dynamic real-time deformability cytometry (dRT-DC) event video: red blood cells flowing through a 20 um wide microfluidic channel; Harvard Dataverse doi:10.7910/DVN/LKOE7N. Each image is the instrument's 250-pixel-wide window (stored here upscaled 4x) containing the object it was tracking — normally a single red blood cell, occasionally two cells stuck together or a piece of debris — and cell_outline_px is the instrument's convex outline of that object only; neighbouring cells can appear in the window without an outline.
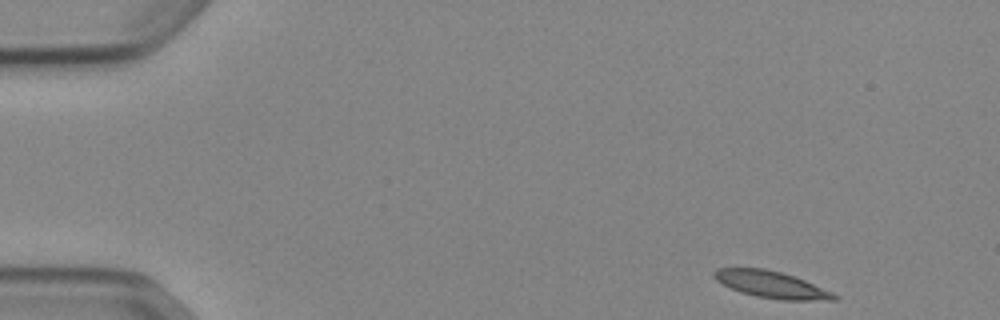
{"species": "Egyptian fruit bat (a non-hibernating species)", "species_latin": "Rousettus aegyptiacus", "temperature_condition": "cold", "stored_images_in_passage": 48, "camera_frame_rate_fps": 3000, "um_per_image_px": 0.085, "animal": {"sex": "female"}, "frame": {"image": 1, "passage_image": 1, "time_ms": 0.0, "image_size_px": [1000, 320], "cell_outline_px": [[840, 300], [780, 300], [756, 296], [740, 292], [716, 280], [712, 276], [712, 272], [716, 268], [764, 268], [780, 272], [804, 280], [832, 292], [840, 296]], "centroid_in_image_um": [65.57, 24.19], "position_along_channel_um": 19.4, "area_um2": 18.67}}
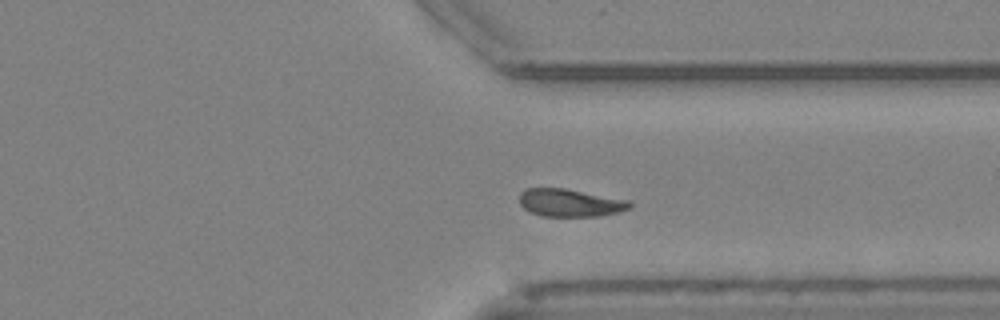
{"frame": {"image": 2, "passage_image": 36, "time_ms": 11.667, "image_size_px": [1000, 320], "cell_outline_px": [[632, 208], [620, 212], [600, 216], [540, 216], [524, 208], [520, 204], [520, 192], [524, 188], [564, 188], [628, 200], [632, 204]], "centroid_in_image_um": [48.47, 17.24], "position_along_channel_um": 362.9, "area_um2": 17.86}}
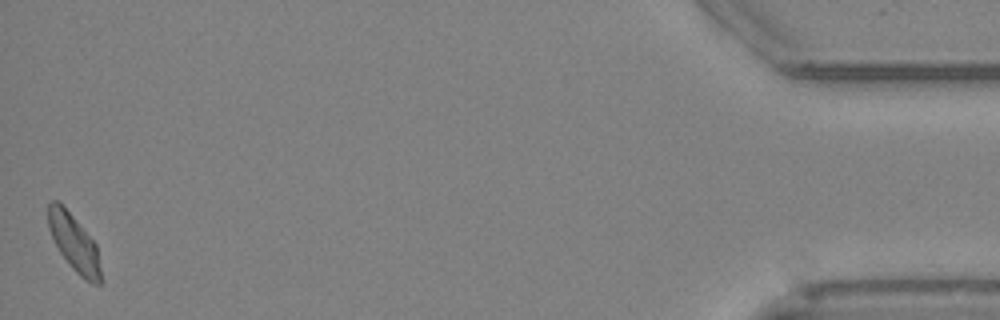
{"frame": {"image": 3, "passage_image": 48, "time_ms": 15.667, "image_size_px": [1000, 320], "cell_outline_px": [[104, 280], [100, 284], [92, 284], [84, 280], [72, 268], [60, 252], [48, 228], [48, 204], [52, 200], [56, 200], [72, 216], [96, 244]], "centroid_in_image_um": [6.34, 20.73], "position_along_channel_um": 428.9, "area_um2": 17.28}, "authors_computed_cell_mechanics": {"area_um2": 18.4671, "velocity_mm_per_s": 3.8395, "shape_relaxation_time_tau1_ms": null, "shape_relaxation_time_tau2_ms": 8.6371, "deformation_change_tau1": null, "deformation_change_tau2": 0.112}}